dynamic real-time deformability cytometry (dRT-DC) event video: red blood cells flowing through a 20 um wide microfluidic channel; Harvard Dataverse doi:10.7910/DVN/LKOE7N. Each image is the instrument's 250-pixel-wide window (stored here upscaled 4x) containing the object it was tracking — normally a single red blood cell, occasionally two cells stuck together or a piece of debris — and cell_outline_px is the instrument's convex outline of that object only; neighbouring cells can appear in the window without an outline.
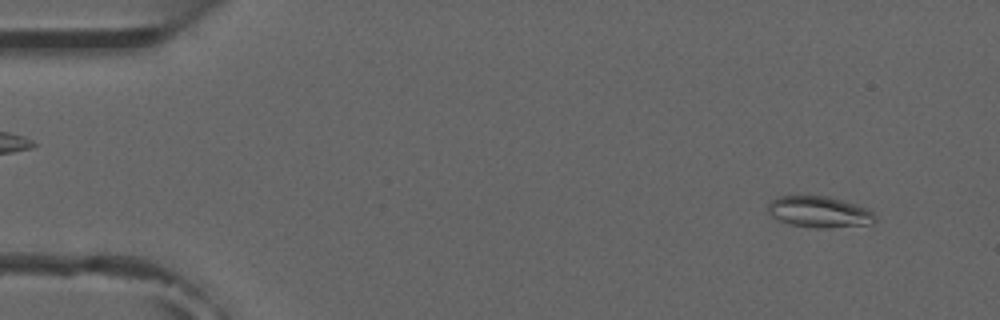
{"species": "common noctule bat (a hibernating species)", "species_latin": "Nyctalus noctula", "temperature_condition": "room temperature", "stored_images_in_passage": 4, "camera_frame_rate_fps": 3000, "um_per_image_px": 0.085, "animal": {"sex": "male", "forearm_length_mm": 52.5}, "frame": {"image": 1, "passage_image": 1, "time_ms": 0.0, "image_size_px": [1000, 320], "cell_outline_px": [[876, 220], [872, 224], [828, 228], [812, 228], [788, 224], [772, 216], [768, 212], [768, 204], [776, 196], [828, 196], [868, 208], [876, 216]], "centroid_in_image_um": [69.64, 18.02], "position_along_channel_um": 15.4, "area_um2": 19.59}}